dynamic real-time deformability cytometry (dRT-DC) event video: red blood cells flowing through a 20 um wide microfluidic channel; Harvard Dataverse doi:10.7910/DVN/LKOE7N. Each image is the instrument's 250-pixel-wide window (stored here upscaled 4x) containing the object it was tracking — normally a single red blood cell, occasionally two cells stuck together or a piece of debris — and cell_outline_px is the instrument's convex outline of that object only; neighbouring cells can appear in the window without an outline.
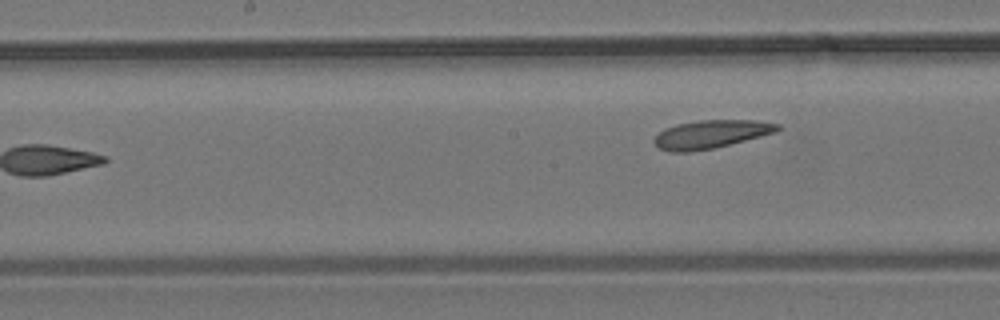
{"species": "common noctule bat (a hibernating species)", "species_latin": "Nyctalus noctula", "temperature_condition": "room temperature", "stored_images_in_passage": 5, "camera_frame_rate_fps": 3000, "um_per_image_px": 0.085, "animal": {"sex": "male", "body_mass_g": 19.2, "forearm_length_mm": 51.8}, "frame": {"image": 1, "passage_image": 5, "time_ms": 4.667, "image_size_px": [1000, 320], "cell_outline_px": [[784, 128], [776, 132], [712, 148], [688, 152], [668, 152], [660, 148], [652, 140], [664, 128], [676, 124], [700, 120], [752, 120], [780, 124]], "centroid_in_image_um": [60.42, 11.4], "position_along_channel_um": 187.8, "area_um2": 20.11}}